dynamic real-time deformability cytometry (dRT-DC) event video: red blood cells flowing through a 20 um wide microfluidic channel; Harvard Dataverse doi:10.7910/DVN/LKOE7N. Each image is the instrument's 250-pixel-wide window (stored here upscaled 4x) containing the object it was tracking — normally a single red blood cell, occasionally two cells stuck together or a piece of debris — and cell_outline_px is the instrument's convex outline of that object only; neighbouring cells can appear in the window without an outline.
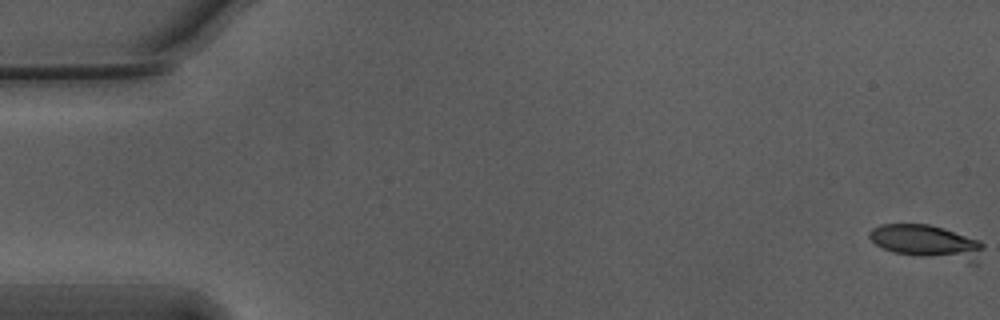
{"species": "Egyptian fruit bat (a non-hibernating species)", "species_latin": "Rousettus aegyptiacus", "temperature_condition": "warm", "stored_images_in_passage": 11, "camera_frame_rate_fps": 3000, "um_per_image_px": 0.085, "animal": {"sex": "male"}, "frame": {"image": 1, "passage_image": 1, "time_ms": 0.0, "image_size_px": [1000, 320], "cell_outline_px": [[984, 248], [976, 264], [968, 264], [892, 252], [876, 244], [868, 236], [868, 232], [872, 228], [880, 224], [928, 224], [944, 228], [980, 240], [984, 244]], "centroid_in_image_um": [78.85, 20.59], "position_along_channel_um": 6.2, "area_um2": 22.89}}